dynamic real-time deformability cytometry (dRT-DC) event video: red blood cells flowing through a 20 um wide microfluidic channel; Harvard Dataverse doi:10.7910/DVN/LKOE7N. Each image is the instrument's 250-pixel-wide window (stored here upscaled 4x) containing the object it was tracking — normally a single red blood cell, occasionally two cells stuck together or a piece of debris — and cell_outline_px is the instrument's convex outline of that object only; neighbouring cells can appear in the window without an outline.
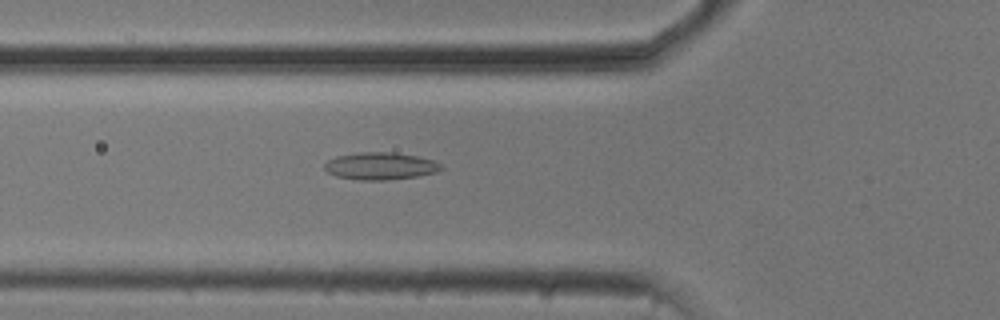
{"species": "common noctule bat (a hibernating species)", "species_latin": "Nyctalus noctula", "temperature_condition": "cold", "stored_images_in_passage": 54, "camera_frame_rate_fps": 3000, "um_per_image_px": 0.085, "animal": {"sex": "male", "body_mass_g": 20.5, "forearm_length_mm": 52.5}, "frame": {"image": 1, "passage_image": 19, "time_ms": 6.0, "image_size_px": [1000, 320], "cell_outline_px": [[444, 168], [436, 172], [416, 176], [384, 180], [360, 180], [336, 176], [328, 172], [324, 168], [324, 164], [328, 160], [336, 156], [360, 152], [392, 152], [416, 156], [432, 160], [440, 164]], "centroid_in_image_um": [32.3, 14.11], "position_along_channel_um": 93.5, "area_um2": 18.38}}
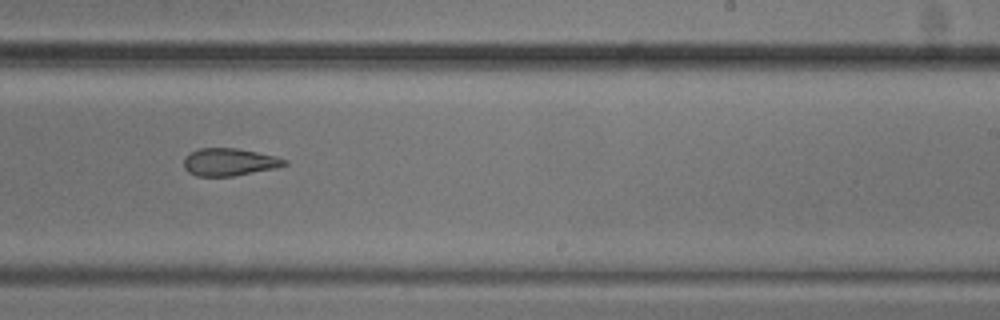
{"frame": {"image": 2, "passage_image": 33, "time_ms": 10.667, "image_size_px": [1000, 320], "cell_outline_px": [[288, 164], [276, 168], [232, 176], [196, 176], [188, 172], [184, 168], [184, 156], [200, 148], [236, 148], [276, 156], [288, 160]], "centroid_in_image_um": [19.49, 13.77], "position_along_channel_um": 269.5, "area_um2": 16.13}}
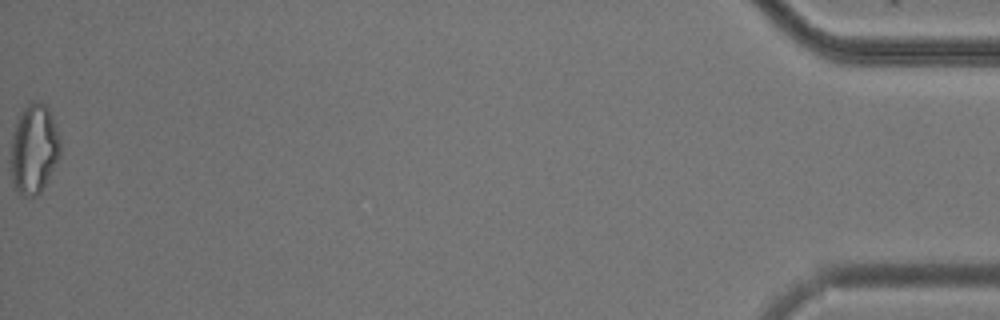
{"frame": {"image": 3, "passage_image": 54, "time_ms": 17.667, "image_size_px": [1000, 320], "cell_outline_px": [[60, 156], [40, 192], [36, 196], [20, 196], [16, 192], [12, 184], [12, 136], [16, 120], [24, 108], [32, 100], [40, 100], [48, 108], [52, 116], [60, 136]], "centroid_in_image_um": [2.89, 12.65], "position_along_channel_um": 432.3, "area_um2": 25.84}, "authors_computed_cell_mechanics": {"area_um2": 19.0451, "velocity_mm_per_s": 3.7598, "shape_relaxation_time_tau1_ms": null, "shape_relaxation_time_tau2_ms": 4.9939, "deformation_change_tau1": null, "deformation_change_tau2": 0.1377}}